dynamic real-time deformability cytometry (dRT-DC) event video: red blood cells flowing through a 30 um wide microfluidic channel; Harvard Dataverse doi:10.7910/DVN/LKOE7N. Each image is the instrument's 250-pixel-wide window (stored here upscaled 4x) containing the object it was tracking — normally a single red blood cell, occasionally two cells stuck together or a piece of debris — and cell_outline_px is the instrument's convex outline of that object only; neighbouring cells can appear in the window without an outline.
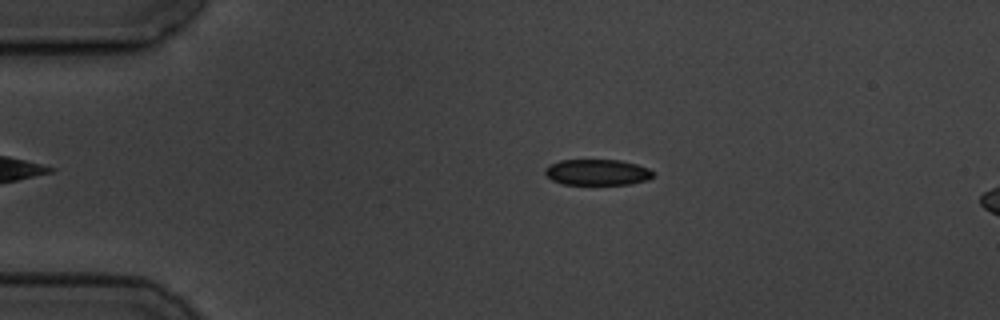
{"species": "common noctule bat (a hibernating species)", "species_latin": "Nyctalus noctula", "temperature_condition": "cold", "stored_images_in_passage": 3, "camera_frame_rate_fps": 3000, "um_per_image_px": 0.085, "animal": {"sex": "male", "body_mass_g": 19.5, "forearm_length_mm": 54.6}, "frame": {"image": 1, "passage_image": 1, "time_ms": 0.0, "image_size_px": [1000, 320], "cell_outline_px": [[656, 172], [648, 180], [632, 184], [564, 184], [552, 180], [544, 172], [544, 168], [548, 164], [560, 160], [620, 160], [636, 164], [648, 168]], "centroid_in_image_um": [50.77, 14.64], "position_along_channel_um": 34.2, "area_um2": 16.42}}